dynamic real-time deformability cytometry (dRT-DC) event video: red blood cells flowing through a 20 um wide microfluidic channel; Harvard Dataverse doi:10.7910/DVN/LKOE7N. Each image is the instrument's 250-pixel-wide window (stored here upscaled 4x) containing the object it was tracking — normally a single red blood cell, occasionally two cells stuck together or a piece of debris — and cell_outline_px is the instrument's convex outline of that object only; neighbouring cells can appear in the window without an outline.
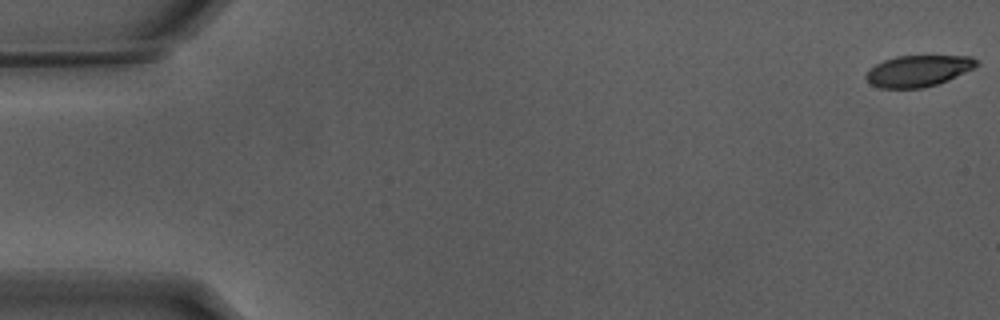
{"species": "Egyptian fruit bat (a non-hibernating species)", "species_latin": "Rousettus aegyptiacus", "temperature_condition": "warm", "stored_images_in_passage": 55, "camera_frame_rate_fps": 3000, "um_per_image_px": 0.085, "animal": {"sex": "male"}, "frame": {"image": 1, "passage_image": 1, "time_ms": 0.0, "image_size_px": [1000, 320], "cell_outline_px": [[980, 64], [948, 80], [924, 88], [880, 88], [872, 84], [864, 76], [876, 64], [884, 60], [900, 56], [972, 56], [980, 60]], "centroid_in_image_um": [78.08, 6.02], "position_along_channel_um": 6.9, "area_um2": 19.94}}
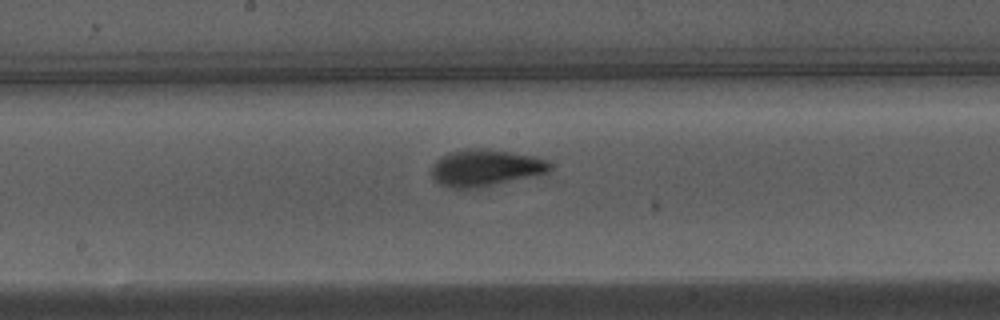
{"frame": {"image": 2, "passage_image": 29, "time_ms": 9.333, "image_size_px": [1000, 320], "cell_outline_px": [[552, 168], [548, 172], [472, 188], [452, 188], [440, 184], [432, 176], [432, 164], [440, 156], [448, 152], [468, 148], [484, 148], [536, 156], [548, 160], [552, 164]], "centroid_in_image_um": [41.24, 14.23], "position_along_channel_um": 207.0, "area_um2": 25.03}}
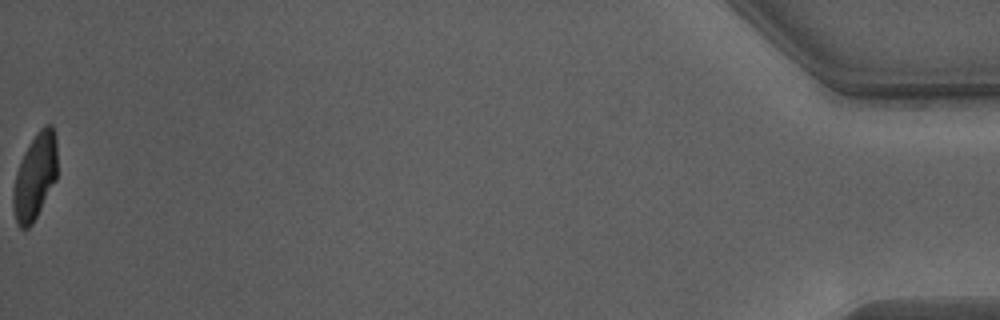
{"frame": {"image": 3, "passage_image": 55, "time_ms": 18.0, "image_size_px": [1000, 320], "cell_outline_px": [[56, 180], [32, 224], [28, 228], [20, 228], [16, 220], [12, 208], [12, 192], [16, 172], [20, 160], [28, 144], [40, 128], [44, 124], [52, 124], [56, 136]], "centroid_in_image_um": [2.96, 14.98], "position_along_channel_um": 432.2, "area_um2": 22.2}, "authors_computed_cell_mechanics": {"area_um2": 23.1778, "velocity_mm_per_s": 3.8198, "shape_relaxation_time_tau1_ms": 2.9408, "shape_relaxation_time_tau2_ms": 0.8525, "deformation_change_tau1": 0.1772, "deformation_change_tau2": 0.0728}}